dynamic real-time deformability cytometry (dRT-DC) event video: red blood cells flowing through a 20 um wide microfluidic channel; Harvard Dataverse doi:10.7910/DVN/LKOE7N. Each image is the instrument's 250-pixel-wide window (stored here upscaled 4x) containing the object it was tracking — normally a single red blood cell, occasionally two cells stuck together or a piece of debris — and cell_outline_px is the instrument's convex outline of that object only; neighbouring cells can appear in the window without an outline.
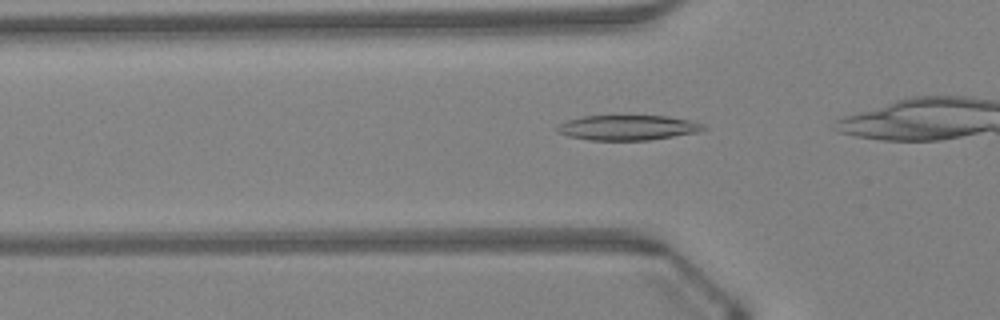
{"species": "Egyptian fruit bat (a non-hibernating species)", "species_latin": "Rousettus aegyptiacus", "temperature_condition": "warm", "stored_images_in_passage": 30, "camera_frame_rate_fps": 3000, "um_per_image_px": 0.085, "animal": {"sex": "female"}, "frame": {"image": 1, "passage_image": 8, "time_ms": 2.333, "image_size_px": [1000, 320], "cell_outline_px": [[708, 128], [696, 132], [648, 140], [588, 140], [568, 136], [556, 132], [556, 128], [560, 124], [568, 120], [580, 116], [668, 116], [692, 120], [704, 124]], "centroid_in_image_um": [53.35, 10.84], "position_along_channel_um": 72.5, "area_um2": 21.33}}
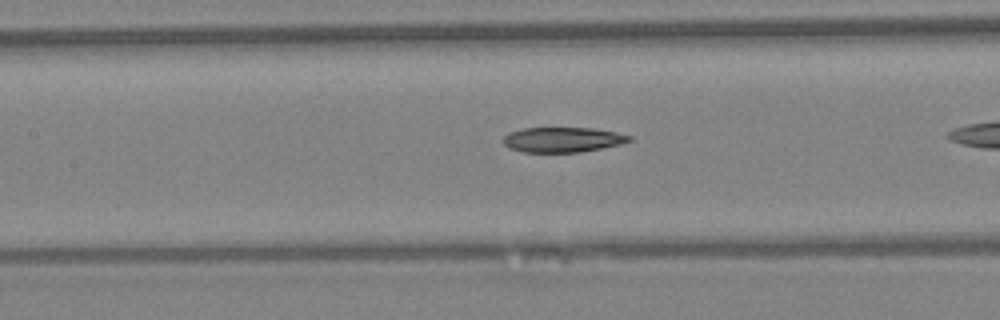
{"frame": {"image": 2, "passage_image": 14, "time_ms": 4.333, "image_size_px": [1000, 320], "cell_outline_px": [[632, 140], [620, 144], [580, 152], [524, 152], [508, 148], [504, 144], [504, 136], [508, 132], [524, 128], [592, 128], [616, 132], [632, 136]], "centroid_in_image_um": [47.81, 11.87], "position_along_channel_um": 159.6, "area_um2": 18.32}}
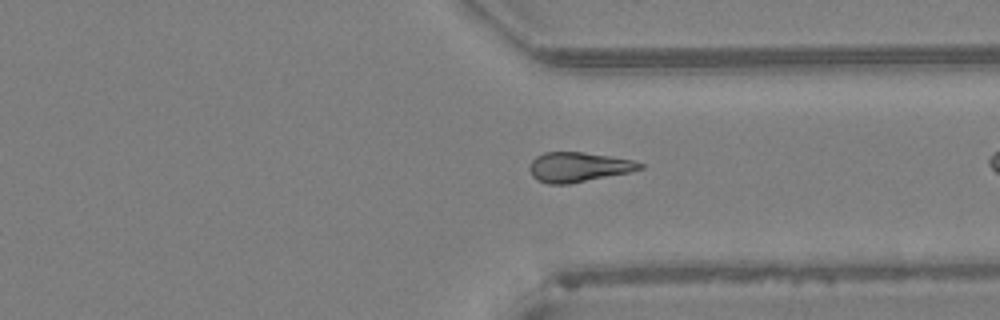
{"frame": {"image": 3, "passage_image": 28, "time_ms": 9.0, "image_size_px": [1000, 320], "cell_outline_px": [[644, 168], [628, 172], [568, 184], [548, 184], [536, 180], [532, 176], [528, 168], [532, 160], [536, 156], [544, 152], [584, 152], [632, 160], [644, 164]], "centroid_in_image_um": [49.12, 14.2], "position_along_channel_um": 362.3, "area_um2": 19.02}}